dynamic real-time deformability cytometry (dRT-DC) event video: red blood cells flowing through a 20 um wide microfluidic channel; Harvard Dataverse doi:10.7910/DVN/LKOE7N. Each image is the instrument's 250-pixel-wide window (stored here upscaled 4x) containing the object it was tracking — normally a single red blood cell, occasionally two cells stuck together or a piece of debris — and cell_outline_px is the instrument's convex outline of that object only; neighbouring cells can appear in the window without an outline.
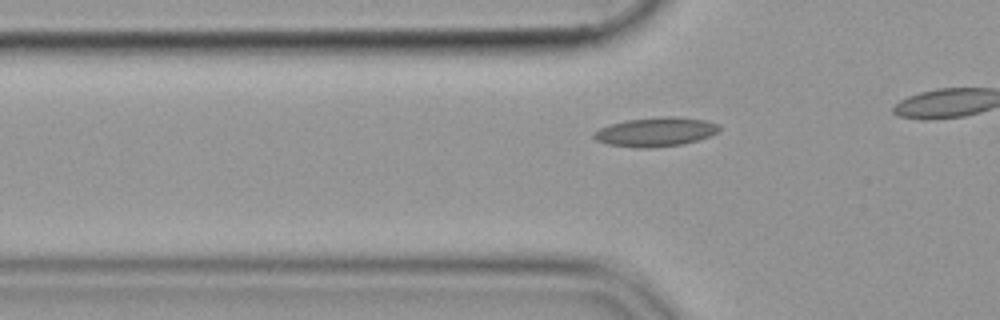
{"species": "common noctule bat (a hibernating species)", "species_latin": "Nyctalus noctula", "temperature_condition": "cold", "stored_images_in_passage": 11, "camera_frame_rate_fps": 3000, "um_per_image_px": 0.085, "animal": {"sex": "female", "body_mass_g": 19.9}, "frame": {"image": 1, "passage_image": 5, "time_ms": 1.333, "image_size_px": [1000, 320], "cell_outline_px": [[720, 132], [684, 144], [652, 148], [636, 148], [608, 144], [596, 140], [592, 136], [592, 132], [608, 124], [628, 120], [664, 116], [672, 116], [704, 120], [720, 124]], "centroid_in_image_um": [55.72, 11.21], "position_along_channel_um": 70.1, "area_um2": 21.39}}
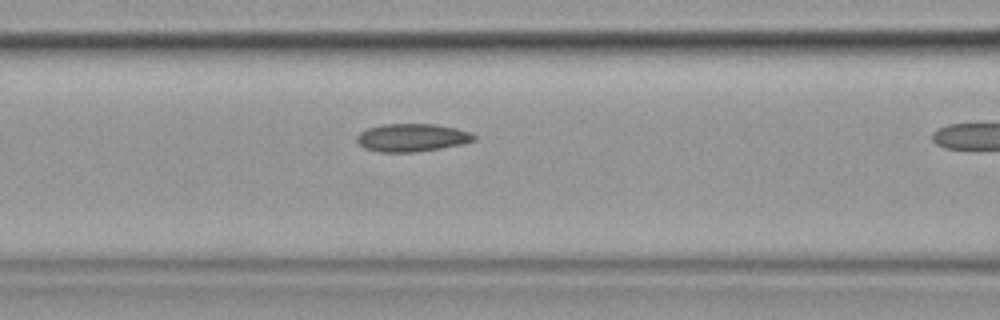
{"frame": {"image": 2, "passage_image": 10, "time_ms": 3.0, "image_size_px": [1000, 320], "cell_outline_px": [[476, 140], [460, 144], [440, 148], [416, 152], [380, 152], [364, 148], [356, 140], [356, 136], [360, 132], [368, 128], [384, 124], [436, 124], [456, 128], [472, 132], [476, 136]], "centroid_in_image_um": [35.02, 11.69], "position_along_channel_um": 131.6, "area_um2": 19.07}}